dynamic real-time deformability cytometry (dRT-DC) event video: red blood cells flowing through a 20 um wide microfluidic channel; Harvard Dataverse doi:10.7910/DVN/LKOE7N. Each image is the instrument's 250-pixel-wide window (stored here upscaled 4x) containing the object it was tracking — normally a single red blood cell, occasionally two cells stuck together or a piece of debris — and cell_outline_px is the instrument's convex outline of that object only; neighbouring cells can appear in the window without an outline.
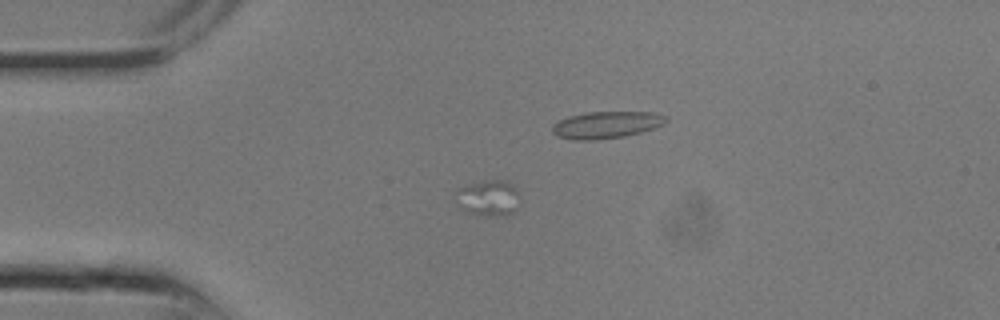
{"species": "common noctule bat (a hibernating species)", "species_latin": "Nyctalus noctula", "temperature_condition": "room temperature", "stored_images_in_passage": 25, "camera_frame_rate_fps": 3000, "um_per_image_px": 0.085, "animal": {"sex": "male", "body_mass_g": 13.3}, "frame": {"image": 1, "passage_image": 6, "time_ms": 1.667, "image_size_px": [1000, 320], "cell_outline_px": [[520, 204], [512, 212], [472, 212], [464, 208], [460, 204], [456, 192], [456, 188], [464, 184], [484, 180], [508, 180], [516, 188]], "centroid_in_image_um": [41.53, 16.69], "position_along_channel_um": 43.5, "area_um2": 12.54}}
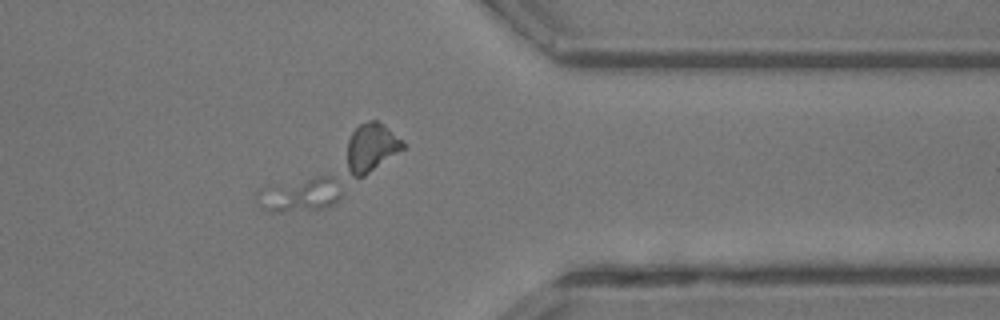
{"frame": {"image": 2, "passage_image": 20, "time_ms": 6.333, "image_size_px": [1000, 320], "cell_outline_px": [[340, 196], [332, 204], [324, 208], [284, 212], [268, 212], [260, 208], [256, 200], [256, 192], [260, 188], [316, 176], [332, 176], [340, 192]], "centroid_in_image_um": [25.4, 16.57], "position_along_channel_um": 386.0, "area_um2": 16.59}}